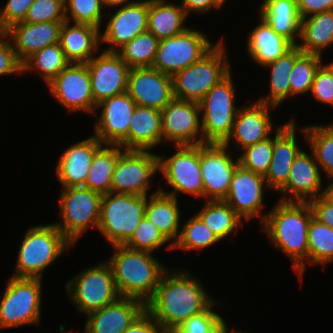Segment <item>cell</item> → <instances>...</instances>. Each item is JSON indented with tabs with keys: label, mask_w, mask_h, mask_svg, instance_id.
Returning a JSON list of instances; mask_svg holds the SVG:
<instances>
[{
	"label": "cell",
	"mask_w": 333,
	"mask_h": 333,
	"mask_svg": "<svg viewBox=\"0 0 333 333\" xmlns=\"http://www.w3.org/2000/svg\"><path fill=\"white\" fill-rule=\"evenodd\" d=\"M102 2V5L104 8H107V7H115V6H125V5H128V4H131V3H134L135 1H129V0H101Z\"/></svg>",
	"instance_id": "cell-56"
},
{
	"label": "cell",
	"mask_w": 333,
	"mask_h": 333,
	"mask_svg": "<svg viewBox=\"0 0 333 333\" xmlns=\"http://www.w3.org/2000/svg\"><path fill=\"white\" fill-rule=\"evenodd\" d=\"M127 93L136 105L162 110L174 98L172 76L152 67L130 68Z\"/></svg>",
	"instance_id": "cell-19"
},
{
	"label": "cell",
	"mask_w": 333,
	"mask_h": 333,
	"mask_svg": "<svg viewBox=\"0 0 333 333\" xmlns=\"http://www.w3.org/2000/svg\"><path fill=\"white\" fill-rule=\"evenodd\" d=\"M295 126V120H291L276 129L272 161L264 176L270 190L279 191L287 183L292 163L301 151L296 141Z\"/></svg>",
	"instance_id": "cell-26"
},
{
	"label": "cell",
	"mask_w": 333,
	"mask_h": 333,
	"mask_svg": "<svg viewBox=\"0 0 333 333\" xmlns=\"http://www.w3.org/2000/svg\"><path fill=\"white\" fill-rule=\"evenodd\" d=\"M18 253L15 273L17 278H40L43 270L73 245L53 224L29 228Z\"/></svg>",
	"instance_id": "cell-4"
},
{
	"label": "cell",
	"mask_w": 333,
	"mask_h": 333,
	"mask_svg": "<svg viewBox=\"0 0 333 333\" xmlns=\"http://www.w3.org/2000/svg\"><path fill=\"white\" fill-rule=\"evenodd\" d=\"M260 17L277 33L297 45L300 39L301 19L296 0H264L260 5Z\"/></svg>",
	"instance_id": "cell-33"
},
{
	"label": "cell",
	"mask_w": 333,
	"mask_h": 333,
	"mask_svg": "<svg viewBox=\"0 0 333 333\" xmlns=\"http://www.w3.org/2000/svg\"><path fill=\"white\" fill-rule=\"evenodd\" d=\"M23 73L22 62L5 34L0 37V76Z\"/></svg>",
	"instance_id": "cell-51"
},
{
	"label": "cell",
	"mask_w": 333,
	"mask_h": 333,
	"mask_svg": "<svg viewBox=\"0 0 333 333\" xmlns=\"http://www.w3.org/2000/svg\"><path fill=\"white\" fill-rule=\"evenodd\" d=\"M34 0H8L6 5L0 8V28L5 31L11 25L23 22Z\"/></svg>",
	"instance_id": "cell-49"
},
{
	"label": "cell",
	"mask_w": 333,
	"mask_h": 333,
	"mask_svg": "<svg viewBox=\"0 0 333 333\" xmlns=\"http://www.w3.org/2000/svg\"><path fill=\"white\" fill-rule=\"evenodd\" d=\"M4 34V31L0 28V37Z\"/></svg>",
	"instance_id": "cell-61"
},
{
	"label": "cell",
	"mask_w": 333,
	"mask_h": 333,
	"mask_svg": "<svg viewBox=\"0 0 333 333\" xmlns=\"http://www.w3.org/2000/svg\"><path fill=\"white\" fill-rule=\"evenodd\" d=\"M223 144H200V166L203 178L204 198L225 200L233 173L239 165L227 153Z\"/></svg>",
	"instance_id": "cell-16"
},
{
	"label": "cell",
	"mask_w": 333,
	"mask_h": 333,
	"mask_svg": "<svg viewBox=\"0 0 333 333\" xmlns=\"http://www.w3.org/2000/svg\"><path fill=\"white\" fill-rule=\"evenodd\" d=\"M275 106L261 103L259 101L249 106L240 107L236 114L232 131L223 143L225 147L230 145V140L235 139L237 149L242 150L247 146L268 139L272 133L273 123L270 118V109Z\"/></svg>",
	"instance_id": "cell-22"
},
{
	"label": "cell",
	"mask_w": 333,
	"mask_h": 333,
	"mask_svg": "<svg viewBox=\"0 0 333 333\" xmlns=\"http://www.w3.org/2000/svg\"><path fill=\"white\" fill-rule=\"evenodd\" d=\"M176 197L165 194L159 190L148 196L145 216L159 229L164 237L171 243L167 249H172V244L179 236L180 212Z\"/></svg>",
	"instance_id": "cell-30"
},
{
	"label": "cell",
	"mask_w": 333,
	"mask_h": 333,
	"mask_svg": "<svg viewBox=\"0 0 333 333\" xmlns=\"http://www.w3.org/2000/svg\"><path fill=\"white\" fill-rule=\"evenodd\" d=\"M200 113L199 102L174 97L161 110L162 142L165 139L175 145L203 144Z\"/></svg>",
	"instance_id": "cell-14"
},
{
	"label": "cell",
	"mask_w": 333,
	"mask_h": 333,
	"mask_svg": "<svg viewBox=\"0 0 333 333\" xmlns=\"http://www.w3.org/2000/svg\"><path fill=\"white\" fill-rule=\"evenodd\" d=\"M69 64L58 42L33 53L22 63V70L25 73L36 69L48 84Z\"/></svg>",
	"instance_id": "cell-39"
},
{
	"label": "cell",
	"mask_w": 333,
	"mask_h": 333,
	"mask_svg": "<svg viewBox=\"0 0 333 333\" xmlns=\"http://www.w3.org/2000/svg\"><path fill=\"white\" fill-rule=\"evenodd\" d=\"M313 217L308 202L278 201L270 212L261 216L264 232L272 243L293 261V269L302 282L308 259V228Z\"/></svg>",
	"instance_id": "cell-2"
},
{
	"label": "cell",
	"mask_w": 333,
	"mask_h": 333,
	"mask_svg": "<svg viewBox=\"0 0 333 333\" xmlns=\"http://www.w3.org/2000/svg\"><path fill=\"white\" fill-rule=\"evenodd\" d=\"M226 0H213L214 4L218 7V9L225 4Z\"/></svg>",
	"instance_id": "cell-59"
},
{
	"label": "cell",
	"mask_w": 333,
	"mask_h": 333,
	"mask_svg": "<svg viewBox=\"0 0 333 333\" xmlns=\"http://www.w3.org/2000/svg\"><path fill=\"white\" fill-rule=\"evenodd\" d=\"M231 72L199 101L203 144H223L230 136L238 112Z\"/></svg>",
	"instance_id": "cell-7"
},
{
	"label": "cell",
	"mask_w": 333,
	"mask_h": 333,
	"mask_svg": "<svg viewBox=\"0 0 333 333\" xmlns=\"http://www.w3.org/2000/svg\"><path fill=\"white\" fill-rule=\"evenodd\" d=\"M51 94L68 111L96 114L87 64L70 63L50 83Z\"/></svg>",
	"instance_id": "cell-15"
},
{
	"label": "cell",
	"mask_w": 333,
	"mask_h": 333,
	"mask_svg": "<svg viewBox=\"0 0 333 333\" xmlns=\"http://www.w3.org/2000/svg\"><path fill=\"white\" fill-rule=\"evenodd\" d=\"M124 150L119 145L102 146L93 156L92 164L83 187L102 195L110 193L115 165L119 155Z\"/></svg>",
	"instance_id": "cell-36"
},
{
	"label": "cell",
	"mask_w": 333,
	"mask_h": 333,
	"mask_svg": "<svg viewBox=\"0 0 333 333\" xmlns=\"http://www.w3.org/2000/svg\"><path fill=\"white\" fill-rule=\"evenodd\" d=\"M310 93L319 102L333 106V79L330 72L322 64L315 73Z\"/></svg>",
	"instance_id": "cell-50"
},
{
	"label": "cell",
	"mask_w": 333,
	"mask_h": 333,
	"mask_svg": "<svg viewBox=\"0 0 333 333\" xmlns=\"http://www.w3.org/2000/svg\"><path fill=\"white\" fill-rule=\"evenodd\" d=\"M159 40L150 32L134 37L116 53L130 68L152 67Z\"/></svg>",
	"instance_id": "cell-40"
},
{
	"label": "cell",
	"mask_w": 333,
	"mask_h": 333,
	"mask_svg": "<svg viewBox=\"0 0 333 333\" xmlns=\"http://www.w3.org/2000/svg\"><path fill=\"white\" fill-rule=\"evenodd\" d=\"M311 154L312 156L301 150L294 159L287 183L279 190L284 195L289 196L291 193L292 197L285 195L281 201L309 202L322 195L320 168L312 152Z\"/></svg>",
	"instance_id": "cell-24"
},
{
	"label": "cell",
	"mask_w": 333,
	"mask_h": 333,
	"mask_svg": "<svg viewBox=\"0 0 333 333\" xmlns=\"http://www.w3.org/2000/svg\"><path fill=\"white\" fill-rule=\"evenodd\" d=\"M124 333H164L154 318L144 310Z\"/></svg>",
	"instance_id": "cell-52"
},
{
	"label": "cell",
	"mask_w": 333,
	"mask_h": 333,
	"mask_svg": "<svg viewBox=\"0 0 333 333\" xmlns=\"http://www.w3.org/2000/svg\"><path fill=\"white\" fill-rule=\"evenodd\" d=\"M108 19L101 44L111 45L105 52H117L134 37L147 32L148 0L121 6L114 15L109 14Z\"/></svg>",
	"instance_id": "cell-21"
},
{
	"label": "cell",
	"mask_w": 333,
	"mask_h": 333,
	"mask_svg": "<svg viewBox=\"0 0 333 333\" xmlns=\"http://www.w3.org/2000/svg\"><path fill=\"white\" fill-rule=\"evenodd\" d=\"M59 332H61V333H64L65 331H64V325H61L60 327H59ZM67 333V332H66Z\"/></svg>",
	"instance_id": "cell-60"
},
{
	"label": "cell",
	"mask_w": 333,
	"mask_h": 333,
	"mask_svg": "<svg viewBox=\"0 0 333 333\" xmlns=\"http://www.w3.org/2000/svg\"><path fill=\"white\" fill-rule=\"evenodd\" d=\"M197 215L219 240L228 237L242 226V218L224 201L207 200Z\"/></svg>",
	"instance_id": "cell-37"
},
{
	"label": "cell",
	"mask_w": 333,
	"mask_h": 333,
	"mask_svg": "<svg viewBox=\"0 0 333 333\" xmlns=\"http://www.w3.org/2000/svg\"><path fill=\"white\" fill-rule=\"evenodd\" d=\"M331 74L332 79H333V62L327 65H323Z\"/></svg>",
	"instance_id": "cell-58"
},
{
	"label": "cell",
	"mask_w": 333,
	"mask_h": 333,
	"mask_svg": "<svg viewBox=\"0 0 333 333\" xmlns=\"http://www.w3.org/2000/svg\"><path fill=\"white\" fill-rule=\"evenodd\" d=\"M308 263L325 265L333 261V229L311 218L308 228Z\"/></svg>",
	"instance_id": "cell-41"
},
{
	"label": "cell",
	"mask_w": 333,
	"mask_h": 333,
	"mask_svg": "<svg viewBox=\"0 0 333 333\" xmlns=\"http://www.w3.org/2000/svg\"><path fill=\"white\" fill-rule=\"evenodd\" d=\"M300 19L333 10V0H296Z\"/></svg>",
	"instance_id": "cell-54"
},
{
	"label": "cell",
	"mask_w": 333,
	"mask_h": 333,
	"mask_svg": "<svg viewBox=\"0 0 333 333\" xmlns=\"http://www.w3.org/2000/svg\"><path fill=\"white\" fill-rule=\"evenodd\" d=\"M187 19L181 4L176 5L165 0H148L147 31L158 40L182 33Z\"/></svg>",
	"instance_id": "cell-31"
},
{
	"label": "cell",
	"mask_w": 333,
	"mask_h": 333,
	"mask_svg": "<svg viewBox=\"0 0 333 333\" xmlns=\"http://www.w3.org/2000/svg\"><path fill=\"white\" fill-rule=\"evenodd\" d=\"M216 304L214 301L204 312L190 317L173 333H229L223 317L212 310Z\"/></svg>",
	"instance_id": "cell-45"
},
{
	"label": "cell",
	"mask_w": 333,
	"mask_h": 333,
	"mask_svg": "<svg viewBox=\"0 0 333 333\" xmlns=\"http://www.w3.org/2000/svg\"><path fill=\"white\" fill-rule=\"evenodd\" d=\"M102 194L86 187L63 188L60 210L63 220L54 225L74 245L90 227H98Z\"/></svg>",
	"instance_id": "cell-10"
},
{
	"label": "cell",
	"mask_w": 333,
	"mask_h": 333,
	"mask_svg": "<svg viewBox=\"0 0 333 333\" xmlns=\"http://www.w3.org/2000/svg\"><path fill=\"white\" fill-rule=\"evenodd\" d=\"M217 236L209 229L202 219L195 214L185 222L172 249L183 251L199 250L219 243Z\"/></svg>",
	"instance_id": "cell-42"
},
{
	"label": "cell",
	"mask_w": 333,
	"mask_h": 333,
	"mask_svg": "<svg viewBox=\"0 0 333 333\" xmlns=\"http://www.w3.org/2000/svg\"><path fill=\"white\" fill-rule=\"evenodd\" d=\"M145 310V304L134 298L120 297L112 304L87 314L86 333H124Z\"/></svg>",
	"instance_id": "cell-25"
},
{
	"label": "cell",
	"mask_w": 333,
	"mask_h": 333,
	"mask_svg": "<svg viewBox=\"0 0 333 333\" xmlns=\"http://www.w3.org/2000/svg\"><path fill=\"white\" fill-rule=\"evenodd\" d=\"M104 146L94 135L62 153L56 175L63 188L85 185L94 154Z\"/></svg>",
	"instance_id": "cell-27"
},
{
	"label": "cell",
	"mask_w": 333,
	"mask_h": 333,
	"mask_svg": "<svg viewBox=\"0 0 333 333\" xmlns=\"http://www.w3.org/2000/svg\"><path fill=\"white\" fill-rule=\"evenodd\" d=\"M308 203L311 206L313 217L333 229V205L322 196L314 198Z\"/></svg>",
	"instance_id": "cell-53"
},
{
	"label": "cell",
	"mask_w": 333,
	"mask_h": 333,
	"mask_svg": "<svg viewBox=\"0 0 333 333\" xmlns=\"http://www.w3.org/2000/svg\"><path fill=\"white\" fill-rule=\"evenodd\" d=\"M173 156L164 159L158 155V170L164 175L171 192L158 190L177 198L178 192L204 197L202 171L200 166V145H175Z\"/></svg>",
	"instance_id": "cell-11"
},
{
	"label": "cell",
	"mask_w": 333,
	"mask_h": 333,
	"mask_svg": "<svg viewBox=\"0 0 333 333\" xmlns=\"http://www.w3.org/2000/svg\"><path fill=\"white\" fill-rule=\"evenodd\" d=\"M64 0H34L23 22H64Z\"/></svg>",
	"instance_id": "cell-48"
},
{
	"label": "cell",
	"mask_w": 333,
	"mask_h": 333,
	"mask_svg": "<svg viewBox=\"0 0 333 333\" xmlns=\"http://www.w3.org/2000/svg\"><path fill=\"white\" fill-rule=\"evenodd\" d=\"M40 278L11 277L0 302V329L40 323Z\"/></svg>",
	"instance_id": "cell-9"
},
{
	"label": "cell",
	"mask_w": 333,
	"mask_h": 333,
	"mask_svg": "<svg viewBox=\"0 0 333 333\" xmlns=\"http://www.w3.org/2000/svg\"><path fill=\"white\" fill-rule=\"evenodd\" d=\"M162 142L161 110L136 105L128 128V150H149Z\"/></svg>",
	"instance_id": "cell-29"
},
{
	"label": "cell",
	"mask_w": 333,
	"mask_h": 333,
	"mask_svg": "<svg viewBox=\"0 0 333 333\" xmlns=\"http://www.w3.org/2000/svg\"><path fill=\"white\" fill-rule=\"evenodd\" d=\"M260 20V24L253 28L248 37L247 49L257 64L265 66L282 56L293 44L277 34L262 17Z\"/></svg>",
	"instance_id": "cell-32"
},
{
	"label": "cell",
	"mask_w": 333,
	"mask_h": 333,
	"mask_svg": "<svg viewBox=\"0 0 333 333\" xmlns=\"http://www.w3.org/2000/svg\"><path fill=\"white\" fill-rule=\"evenodd\" d=\"M238 157V163L241 167L263 176L269 170L273 154V138L258 142L242 149Z\"/></svg>",
	"instance_id": "cell-44"
},
{
	"label": "cell",
	"mask_w": 333,
	"mask_h": 333,
	"mask_svg": "<svg viewBox=\"0 0 333 333\" xmlns=\"http://www.w3.org/2000/svg\"><path fill=\"white\" fill-rule=\"evenodd\" d=\"M147 200L148 195L103 194L97 229L112 246L124 245L145 216Z\"/></svg>",
	"instance_id": "cell-6"
},
{
	"label": "cell",
	"mask_w": 333,
	"mask_h": 333,
	"mask_svg": "<svg viewBox=\"0 0 333 333\" xmlns=\"http://www.w3.org/2000/svg\"><path fill=\"white\" fill-rule=\"evenodd\" d=\"M302 53L303 51L297 45H293L287 52L278 57L275 61L263 66L271 67L270 94L263 98L260 97L258 100L259 102L277 107L286 98L291 96L289 75L293 69L295 60Z\"/></svg>",
	"instance_id": "cell-35"
},
{
	"label": "cell",
	"mask_w": 333,
	"mask_h": 333,
	"mask_svg": "<svg viewBox=\"0 0 333 333\" xmlns=\"http://www.w3.org/2000/svg\"><path fill=\"white\" fill-rule=\"evenodd\" d=\"M167 272L162 275L154 296L145 304V310L164 333H173L190 317L204 312L214 300L188 271Z\"/></svg>",
	"instance_id": "cell-1"
},
{
	"label": "cell",
	"mask_w": 333,
	"mask_h": 333,
	"mask_svg": "<svg viewBox=\"0 0 333 333\" xmlns=\"http://www.w3.org/2000/svg\"><path fill=\"white\" fill-rule=\"evenodd\" d=\"M214 45L204 33L188 27L180 34L159 40L152 68L173 76L198 61Z\"/></svg>",
	"instance_id": "cell-12"
},
{
	"label": "cell",
	"mask_w": 333,
	"mask_h": 333,
	"mask_svg": "<svg viewBox=\"0 0 333 333\" xmlns=\"http://www.w3.org/2000/svg\"><path fill=\"white\" fill-rule=\"evenodd\" d=\"M63 22H18L4 31L23 63L33 53L59 42Z\"/></svg>",
	"instance_id": "cell-23"
},
{
	"label": "cell",
	"mask_w": 333,
	"mask_h": 333,
	"mask_svg": "<svg viewBox=\"0 0 333 333\" xmlns=\"http://www.w3.org/2000/svg\"><path fill=\"white\" fill-rule=\"evenodd\" d=\"M66 292L77 309L86 315L112 304L121 296L108 263L83 270L66 284Z\"/></svg>",
	"instance_id": "cell-8"
},
{
	"label": "cell",
	"mask_w": 333,
	"mask_h": 333,
	"mask_svg": "<svg viewBox=\"0 0 333 333\" xmlns=\"http://www.w3.org/2000/svg\"><path fill=\"white\" fill-rule=\"evenodd\" d=\"M108 260L116 288L121 297L146 304L155 294L162 275L167 271L151 252L115 245Z\"/></svg>",
	"instance_id": "cell-3"
},
{
	"label": "cell",
	"mask_w": 333,
	"mask_h": 333,
	"mask_svg": "<svg viewBox=\"0 0 333 333\" xmlns=\"http://www.w3.org/2000/svg\"><path fill=\"white\" fill-rule=\"evenodd\" d=\"M158 171V154L149 150H124L112 175L113 193L147 195L149 179Z\"/></svg>",
	"instance_id": "cell-13"
},
{
	"label": "cell",
	"mask_w": 333,
	"mask_h": 333,
	"mask_svg": "<svg viewBox=\"0 0 333 333\" xmlns=\"http://www.w3.org/2000/svg\"><path fill=\"white\" fill-rule=\"evenodd\" d=\"M181 6L185 10L186 15L188 16L190 12L195 13H206L207 11L215 9L218 7L214 4L213 0H182Z\"/></svg>",
	"instance_id": "cell-55"
},
{
	"label": "cell",
	"mask_w": 333,
	"mask_h": 333,
	"mask_svg": "<svg viewBox=\"0 0 333 333\" xmlns=\"http://www.w3.org/2000/svg\"><path fill=\"white\" fill-rule=\"evenodd\" d=\"M70 25V26H69ZM100 29L89 25L64 21L59 37V44L62 47L67 60L70 63L86 64L90 61L101 44Z\"/></svg>",
	"instance_id": "cell-28"
},
{
	"label": "cell",
	"mask_w": 333,
	"mask_h": 333,
	"mask_svg": "<svg viewBox=\"0 0 333 333\" xmlns=\"http://www.w3.org/2000/svg\"><path fill=\"white\" fill-rule=\"evenodd\" d=\"M223 41L216 43L198 61L172 76L173 96L199 102L229 72Z\"/></svg>",
	"instance_id": "cell-5"
},
{
	"label": "cell",
	"mask_w": 333,
	"mask_h": 333,
	"mask_svg": "<svg viewBox=\"0 0 333 333\" xmlns=\"http://www.w3.org/2000/svg\"><path fill=\"white\" fill-rule=\"evenodd\" d=\"M300 38L303 44L297 46L304 53L322 56V51L333 44V10L301 19Z\"/></svg>",
	"instance_id": "cell-34"
},
{
	"label": "cell",
	"mask_w": 333,
	"mask_h": 333,
	"mask_svg": "<svg viewBox=\"0 0 333 333\" xmlns=\"http://www.w3.org/2000/svg\"><path fill=\"white\" fill-rule=\"evenodd\" d=\"M99 122L95 123L94 136L103 145H119L128 150V128L136 103L127 92L103 100Z\"/></svg>",
	"instance_id": "cell-17"
},
{
	"label": "cell",
	"mask_w": 333,
	"mask_h": 333,
	"mask_svg": "<svg viewBox=\"0 0 333 333\" xmlns=\"http://www.w3.org/2000/svg\"><path fill=\"white\" fill-rule=\"evenodd\" d=\"M322 56L302 53L296 60L290 73L291 96L310 92L315 73L321 65Z\"/></svg>",
	"instance_id": "cell-43"
},
{
	"label": "cell",
	"mask_w": 333,
	"mask_h": 333,
	"mask_svg": "<svg viewBox=\"0 0 333 333\" xmlns=\"http://www.w3.org/2000/svg\"><path fill=\"white\" fill-rule=\"evenodd\" d=\"M327 202L333 205V181L325 189L321 195Z\"/></svg>",
	"instance_id": "cell-57"
},
{
	"label": "cell",
	"mask_w": 333,
	"mask_h": 333,
	"mask_svg": "<svg viewBox=\"0 0 333 333\" xmlns=\"http://www.w3.org/2000/svg\"><path fill=\"white\" fill-rule=\"evenodd\" d=\"M264 187H267L263 175L238 165L233 173L228 195L224 200L242 219L249 221L260 217L263 207Z\"/></svg>",
	"instance_id": "cell-20"
},
{
	"label": "cell",
	"mask_w": 333,
	"mask_h": 333,
	"mask_svg": "<svg viewBox=\"0 0 333 333\" xmlns=\"http://www.w3.org/2000/svg\"><path fill=\"white\" fill-rule=\"evenodd\" d=\"M64 6L66 21L100 28L104 9L101 0H64Z\"/></svg>",
	"instance_id": "cell-46"
},
{
	"label": "cell",
	"mask_w": 333,
	"mask_h": 333,
	"mask_svg": "<svg viewBox=\"0 0 333 333\" xmlns=\"http://www.w3.org/2000/svg\"><path fill=\"white\" fill-rule=\"evenodd\" d=\"M305 139L310 145L316 163L326 172L330 181L333 179V123L313 125L302 128Z\"/></svg>",
	"instance_id": "cell-38"
},
{
	"label": "cell",
	"mask_w": 333,
	"mask_h": 333,
	"mask_svg": "<svg viewBox=\"0 0 333 333\" xmlns=\"http://www.w3.org/2000/svg\"><path fill=\"white\" fill-rule=\"evenodd\" d=\"M168 240L159 229L144 216L131 238L124 244L129 249L151 252L162 247Z\"/></svg>",
	"instance_id": "cell-47"
},
{
	"label": "cell",
	"mask_w": 333,
	"mask_h": 333,
	"mask_svg": "<svg viewBox=\"0 0 333 333\" xmlns=\"http://www.w3.org/2000/svg\"><path fill=\"white\" fill-rule=\"evenodd\" d=\"M232 333H241L240 331L234 332V330L231 331Z\"/></svg>",
	"instance_id": "cell-62"
},
{
	"label": "cell",
	"mask_w": 333,
	"mask_h": 333,
	"mask_svg": "<svg viewBox=\"0 0 333 333\" xmlns=\"http://www.w3.org/2000/svg\"><path fill=\"white\" fill-rule=\"evenodd\" d=\"M91 91L96 105L103 100L127 92L130 67L116 52L102 51L87 63Z\"/></svg>",
	"instance_id": "cell-18"
}]
</instances>
